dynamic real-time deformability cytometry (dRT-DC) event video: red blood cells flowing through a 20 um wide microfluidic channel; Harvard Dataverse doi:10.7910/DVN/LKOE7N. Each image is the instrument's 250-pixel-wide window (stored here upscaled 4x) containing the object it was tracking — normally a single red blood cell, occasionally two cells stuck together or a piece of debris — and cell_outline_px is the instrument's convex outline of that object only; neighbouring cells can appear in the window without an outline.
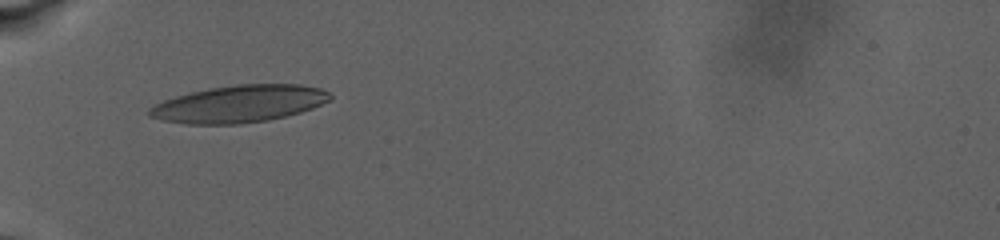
{"species": "human", "species_latin": "Homo sapiens", "temperature_condition": "warm", "stored_images_in_passage": 4, "camera_frame_rate_fps": 3000, "um_per_image_px": 0.085, "donor": {"sex": "male"}, "frame": {"image": 1, "passage_image": 2, "time_ms": 1.0, "image_size_px": [1000, 240], "cell_outline_px": [[332, 100], [312, 108], [300, 112], [268, 120], [240, 124], [184, 124], [160, 120], [148, 116], [148, 108], [164, 100], [176, 96], [208, 88], [236, 84], [300, 84], [320, 88], [328, 92], [332, 96]], "centroid_in_image_um": [20.32, 8.83], "position_along_channel_um": 64.7, "area_um2": 39.25}}